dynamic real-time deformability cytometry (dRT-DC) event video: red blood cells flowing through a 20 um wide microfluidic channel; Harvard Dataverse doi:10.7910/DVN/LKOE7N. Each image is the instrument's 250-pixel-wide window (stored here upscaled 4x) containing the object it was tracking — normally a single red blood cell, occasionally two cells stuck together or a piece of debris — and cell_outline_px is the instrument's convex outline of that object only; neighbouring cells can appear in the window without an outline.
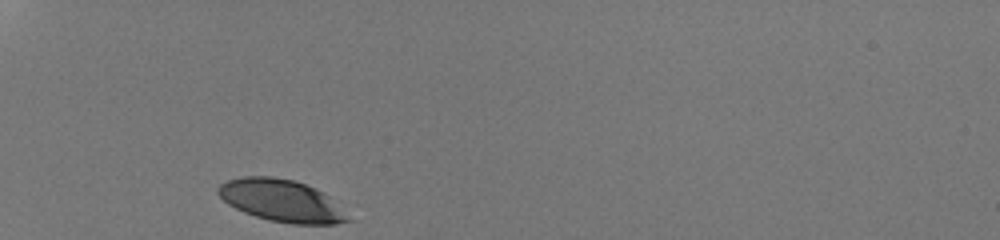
{"species": "human", "species_latin": "Homo sapiens", "temperature_condition": "room temperature", "stored_images_in_passage": 28, "camera_frame_rate_fps": 3000, "um_per_image_px": 0.085, "donor": {"sex": "male"}, "frame": {"image": 1, "passage_image": 1, "time_ms": 0.0, "image_size_px": [1000, 240], "cell_outline_px": [[352, 220], [336, 224], [292, 224], [268, 220], [244, 212], [228, 204], [216, 192], [220, 184], [228, 180], [244, 176], [272, 176], [292, 180], [304, 184], [324, 192]], "centroid_in_image_um": [23.91, 17.06], "position_along_channel_um": 61.1, "area_um2": 31.56}}
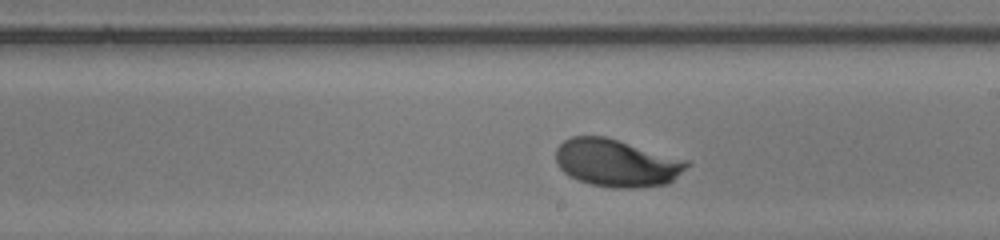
{"frame": {"image": 2, "passage_image": 16, "time_ms": 5.0, "image_size_px": [1000, 240], "cell_outline_px": [[688, 164], [668, 184], [636, 188], [612, 188], [592, 184], [580, 180], [564, 172], [556, 164], [556, 148], [564, 140], [572, 136], [604, 136], [688, 160]], "centroid_in_image_um": [52.38, 13.85], "position_along_channel_um": 236.6, "area_um2": 35.89}}
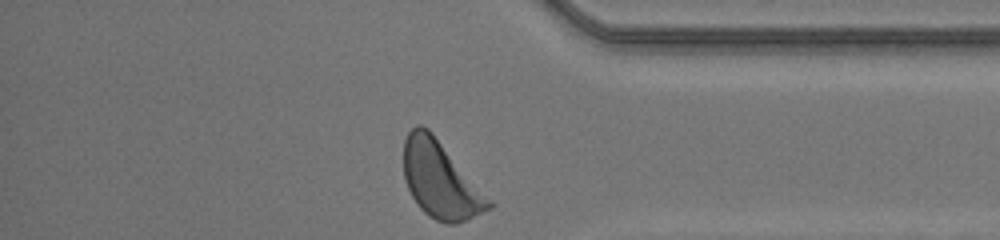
{"frame": {"image": 3, "passage_image": 28, "time_ms": 9.0, "image_size_px": [1000, 240], "cell_outline_px": [[496, 204], [492, 208], [468, 220], [456, 224], [444, 224], [428, 216], [416, 204], [408, 188], [404, 176], [404, 140], [408, 132], [416, 124], [420, 124], [428, 128], [432, 132]], "centroid_in_image_um": [37.46, 15.32], "position_along_channel_um": 397.7, "area_um2": 38.32}, "authors_computed_cell_mechanics": {"area_um2": 35.5181, "velocity_mm_per_s": 4.1676, "shape_relaxation_time_tau1_ms": 2.0839, "shape_relaxation_time_tau2_ms": null, "deformation_change_tau1": 0.126, "deformation_change_tau2": null}}